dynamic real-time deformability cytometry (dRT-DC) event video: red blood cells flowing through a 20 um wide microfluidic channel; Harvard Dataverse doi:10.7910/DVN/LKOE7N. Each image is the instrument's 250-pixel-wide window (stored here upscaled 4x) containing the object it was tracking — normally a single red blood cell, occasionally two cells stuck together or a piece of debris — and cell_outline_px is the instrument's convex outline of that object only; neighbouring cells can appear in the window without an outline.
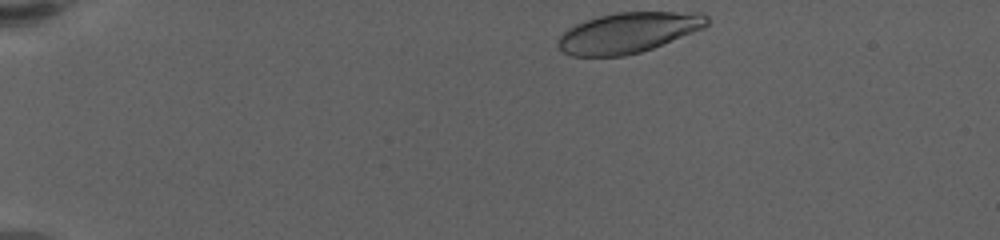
{"species": "human", "species_latin": "Homo sapiens", "temperature_condition": "warm", "stored_images_in_passage": 44, "camera_frame_rate_fps": 3000, "um_per_image_px": 0.085, "donor": {"sex": "female"}, "frame": {"image": 1, "passage_image": 1, "time_ms": 0.0, "image_size_px": [1000, 240], "cell_outline_px": [[708, 24], [704, 28], [652, 48], [640, 52], [624, 56], [572, 56], [564, 52], [556, 44], [556, 40], [568, 28], [584, 20], [616, 12], [704, 12], [708, 16]], "centroid_in_image_um": [53.4, 2.77], "position_along_channel_um": 31.6, "area_um2": 35.08}}
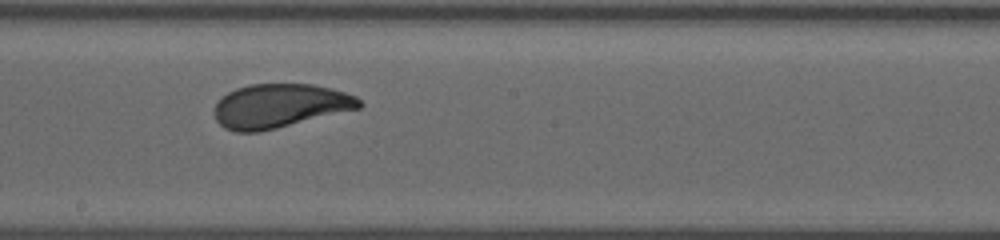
{"frame": {"image": 2, "passage_image": 26, "time_ms": 8.333, "image_size_px": [1000, 240], "cell_outline_px": [[364, 104], [360, 108], [260, 132], [236, 132], [224, 128], [216, 120], [212, 112], [212, 108], [220, 96], [236, 88], [248, 84], [312, 84], [332, 88], [356, 96]], "centroid_in_image_um": [23.73, 9.0], "position_along_channel_um": 224.5, "area_um2": 37.45}}
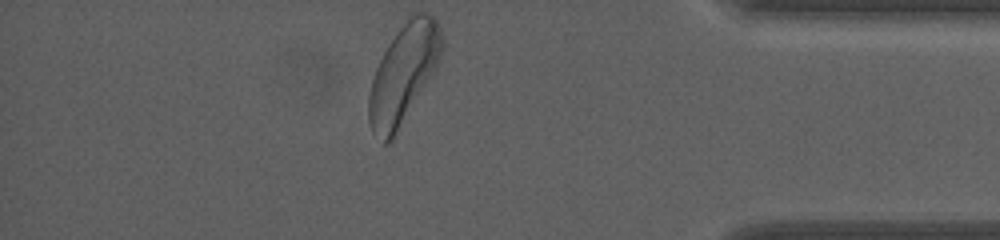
{"frame": {"image": 3, "passage_image": 44, "time_ms": 14.333, "image_size_px": [1000, 240], "cell_outline_px": [[444, 48], [436, 68], [392, 140], [388, 144], [384, 144], [372, 132], [368, 120], [368, 96], [372, 80], [376, 68], [388, 44], [396, 32], [412, 12], [428, 12], [436, 20], [444, 36]], "centroid_in_image_um": [34.31, 6.25], "position_along_channel_um": 400.9, "area_um2": 42.08}, "authors_computed_cell_mechanics": {"area_um2": 37.3677, "velocity_mm_per_s": 3.3641, "shape_relaxation_time_tau1_ms": 4.6259, "shape_relaxation_time_tau2_ms": 0.9732, "deformation_change_tau1": 0.1898, "deformation_change_tau2": 0.0602}}